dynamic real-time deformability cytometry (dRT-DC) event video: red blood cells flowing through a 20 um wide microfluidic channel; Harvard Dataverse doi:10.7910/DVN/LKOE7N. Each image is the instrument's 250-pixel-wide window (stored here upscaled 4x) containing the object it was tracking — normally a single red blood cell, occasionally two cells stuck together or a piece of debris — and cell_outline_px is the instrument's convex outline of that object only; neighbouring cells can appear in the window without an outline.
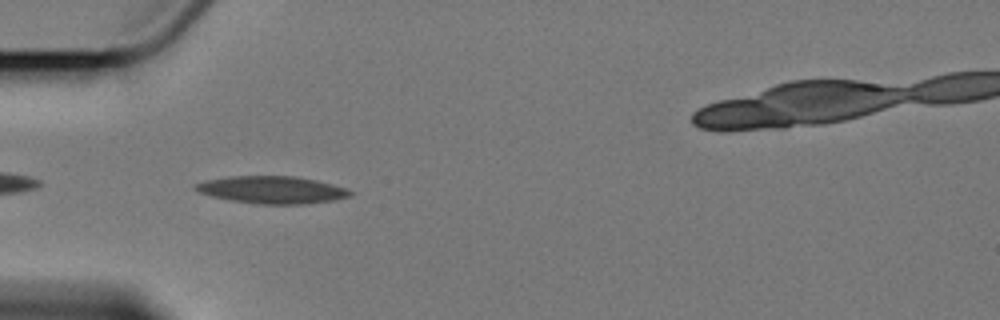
{"species": "Egyptian fruit bat (a non-hibernating species)", "species_latin": "Rousettus aegyptiacus", "temperature_condition": "cold", "stored_images_in_passage": 6, "camera_frame_rate_fps": 3000, "um_per_image_px": 0.085, "animal": {"sex": "female"}, "frame": {"image": 1, "passage_image": 4, "time_ms": 3.333, "image_size_px": [1000, 320], "cell_outline_px": [[352, 196], [332, 200], [304, 204], [256, 204], [232, 200], [212, 196], [200, 192], [192, 188], [196, 184], [208, 180], [232, 176], [292, 176], [316, 180], [332, 184], [344, 188], [352, 192]], "centroid_in_image_um": [23.13, 16.14], "position_along_channel_um": 61.9, "area_um2": 24.33}}
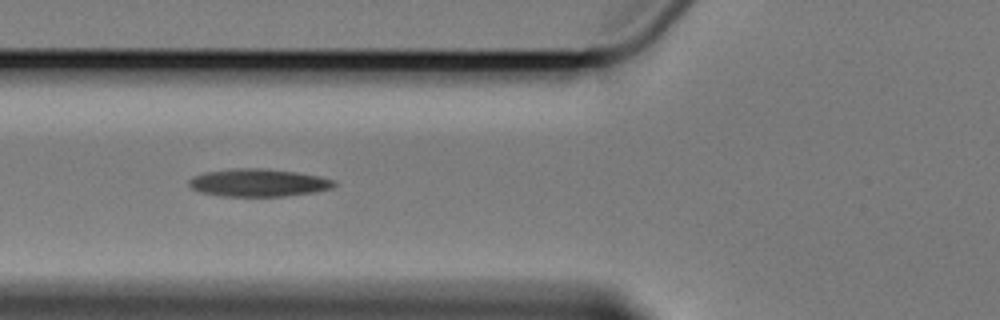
{"frame": {"image": 2, "passage_image": 5, "time_ms": 4.667, "image_size_px": [1000, 320], "cell_outline_px": [[336, 184], [332, 188], [316, 192], [284, 196], [224, 196], [200, 192], [192, 188], [188, 184], [188, 180], [192, 176], [204, 172], [236, 168], [264, 168], [296, 172], [320, 176], [332, 180]], "centroid_in_image_um": [21.94, 15.52], "position_along_channel_um": 103.9, "area_um2": 23.47}}
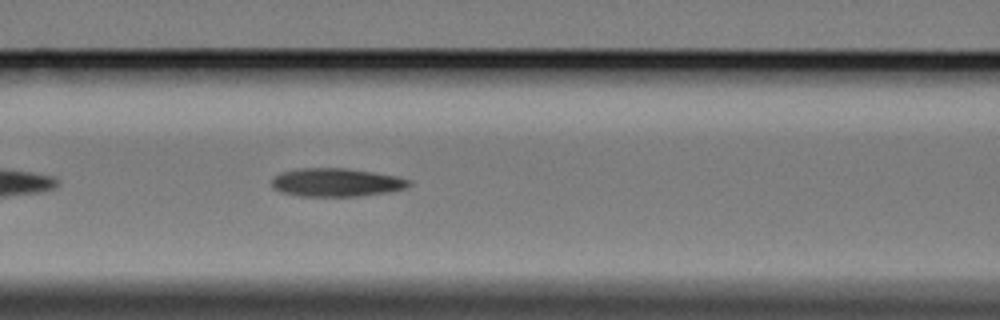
{"frame": {"image": 3, "passage_image": 6, "time_ms": 5.667, "image_size_px": [1000, 320], "cell_outline_px": [[412, 184], [404, 188], [384, 192], [356, 196], [300, 196], [280, 192], [272, 188], [272, 180], [280, 172], [300, 168], [348, 168], [396, 176], [408, 180]], "centroid_in_image_um": [28.52, 15.5], "position_along_channel_um": 138.1, "area_um2": 22.43}}